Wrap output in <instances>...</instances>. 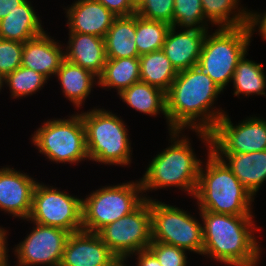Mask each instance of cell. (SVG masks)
Masks as SVG:
<instances>
[{
  "label": "cell",
  "mask_w": 266,
  "mask_h": 266,
  "mask_svg": "<svg viewBox=\"0 0 266 266\" xmlns=\"http://www.w3.org/2000/svg\"><path fill=\"white\" fill-rule=\"evenodd\" d=\"M66 11L69 32L105 38L117 17L97 0H76Z\"/></svg>",
  "instance_id": "obj_16"
},
{
  "label": "cell",
  "mask_w": 266,
  "mask_h": 266,
  "mask_svg": "<svg viewBox=\"0 0 266 266\" xmlns=\"http://www.w3.org/2000/svg\"><path fill=\"white\" fill-rule=\"evenodd\" d=\"M33 223V229L13 249L20 266H60L66 242L71 233L51 226Z\"/></svg>",
  "instance_id": "obj_13"
},
{
  "label": "cell",
  "mask_w": 266,
  "mask_h": 266,
  "mask_svg": "<svg viewBox=\"0 0 266 266\" xmlns=\"http://www.w3.org/2000/svg\"><path fill=\"white\" fill-rule=\"evenodd\" d=\"M97 234L118 258H132V254L147 249L152 242L150 199Z\"/></svg>",
  "instance_id": "obj_11"
},
{
  "label": "cell",
  "mask_w": 266,
  "mask_h": 266,
  "mask_svg": "<svg viewBox=\"0 0 266 266\" xmlns=\"http://www.w3.org/2000/svg\"><path fill=\"white\" fill-rule=\"evenodd\" d=\"M174 0H142L136 7V14L148 20L172 25Z\"/></svg>",
  "instance_id": "obj_32"
},
{
  "label": "cell",
  "mask_w": 266,
  "mask_h": 266,
  "mask_svg": "<svg viewBox=\"0 0 266 266\" xmlns=\"http://www.w3.org/2000/svg\"><path fill=\"white\" fill-rule=\"evenodd\" d=\"M68 35L69 40L64 47L65 59L98 78L107 60L104 38L77 32H69Z\"/></svg>",
  "instance_id": "obj_19"
},
{
  "label": "cell",
  "mask_w": 266,
  "mask_h": 266,
  "mask_svg": "<svg viewBox=\"0 0 266 266\" xmlns=\"http://www.w3.org/2000/svg\"><path fill=\"white\" fill-rule=\"evenodd\" d=\"M85 127L86 148L91 161L128 166L132 163V147L123 119L103 108L81 112Z\"/></svg>",
  "instance_id": "obj_5"
},
{
  "label": "cell",
  "mask_w": 266,
  "mask_h": 266,
  "mask_svg": "<svg viewBox=\"0 0 266 266\" xmlns=\"http://www.w3.org/2000/svg\"><path fill=\"white\" fill-rule=\"evenodd\" d=\"M55 76L60 81L63 95L74 104L75 108L82 107L91 94L94 84H98L96 75L66 59L62 61Z\"/></svg>",
  "instance_id": "obj_22"
},
{
  "label": "cell",
  "mask_w": 266,
  "mask_h": 266,
  "mask_svg": "<svg viewBox=\"0 0 266 266\" xmlns=\"http://www.w3.org/2000/svg\"><path fill=\"white\" fill-rule=\"evenodd\" d=\"M3 85H4V77L0 75V92H1L2 87H4Z\"/></svg>",
  "instance_id": "obj_41"
},
{
  "label": "cell",
  "mask_w": 266,
  "mask_h": 266,
  "mask_svg": "<svg viewBox=\"0 0 266 266\" xmlns=\"http://www.w3.org/2000/svg\"><path fill=\"white\" fill-rule=\"evenodd\" d=\"M221 92L223 90L196 67L179 71L165 93L168 131L189 128L193 132L210 133L226 113L214 106Z\"/></svg>",
  "instance_id": "obj_1"
},
{
  "label": "cell",
  "mask_w": 266,
  "mask_h": 266,
  "mask_svg": "<svg viewBox=\"0 0 266 266\" xmlns=\"http://www.w3.org/2000/svg\"><path fill=\"white\" fill-rule=\"evenodd\" d=\"M140 81L167 92L177 71L162 50L139 56Z\"/></svg>",
  "instance_id": "obj_26"
},
{
  "label": "cell",
  "mask_w": 266,
  "mask_h": 266,
  "mask_svg": "<svg viewBox=\"0 0 266 266\" xmlns=\"http://www.w3.org/2000/svg\"><path fill=\"white\" fill-rule=\"evenodd\" d=\"M211 135L214 153H249L266 150V120L247 117L234 125L225 113L217 122Z\"/></svg>",
  "instance_id": "obj_12"
},
{
  "label": "cell",
  "mask_w": 266,
  "mask_h": 266,
  "mask_svg": "<svg viewBox=\"0 0 266 266\" xmlns=\"http://www.w3.org/2000/svg\"><path fill=\"white\" fill-rule=\"evenodd\" d=\"M27 221L75 233L82 230V198L37 182Z\"/></svg>",
  "instance_id": "obj_10"
},
{
  "label": "cell",
  "mask_w": 266,
  "mask_h": 266,
  "mask_svg": "<svg viewBox=\"0 0 266 266\" xmlns=\"http://www.w3.org/2000/svg\"><path fill=\"white\" fill-rule=\"evenodd\" d=\"M248 25L252 35L254 34V31H257L256 27L258 26L260 36L266 40V12L260 14L257 11H249Z\"/></svg>",
  "instance_id": "obj_36"
},
{
  "label": "cell",
  "mask_w": 266,
  "mask_h": 266,
  "mask_svg": "<svg viewBox=\"0 0 266 266\" xmlns=\"http://www.w3.org/2000/svg\"><path fill=\"white\" fill-rule=\"evenodd\" d=\"M135 35L136 14L116 17L104 38L107 58L139 57Z\"/></svg>",
  "instance_id": "obj_23"
},
{
  "label": "cell",
  "mask_w": 266,
  "mask_h": 266,
  "mask_svg": "<svg viewBox=\"0 0 266 266\" xmlns=\"http://www.w3.org/2000/svg\"><path fill=\"white\" fill-rule=\"evenodd\" d=\"M170 27L165 22L148 20L136 14L135 42L139 56L162 50Z\"/></svg>",
  "instance_id": "obj_29"
},
{
  "label": "cell",
  "mask_w": 266,
  "mask_h": 266,
  "mask_svg": "<svg viewBox=\"0 0 266 266\" xmlns=\"http://www.w3.org/2000/svg\"><path fill=\"white\" fill-rule=\"evenodd\" d=\"M138 81H140L139 57L107 58L103 72L98 77L97 85L104 89L108 88V90L115 88L120 94Z\"/></svg>",
  "instance_id": "obj_25"
},
{
  "label": "cell",
  "mask_w": 266,
  "mask_h": 266,
  "mask_svg": "<svg viewBox=\"0 0 266 266\" xmlns=\"http://www.w3.org/2000/svg\"><path fill=\"white\" fill-rule=\"evenodd\" d=\"M148 249L156 256L161 266H187V252L179 247L152 241Z\"/></svg>",
  "instance_id": "obj_34"
},
{
  "label": "cell",
  "mask_w": 266,
  "mask_h": 266,
  "mask_svg": "<svg viewBox=\"0 0 266 266\" xmlns=\"http://www.w3.org/2000/svg\"><path fill=\"white\" fill-rule=\"evenodd\" d=\"M115 16H130L136 14V6L130 0H97Z\"/></svg>",
  "instance_id": "obj_35"
},
{
  "label": "cell",
  "mask_w": 266,
  "mask_h": 266,
  "mask_svg": "<svg viewBox=\"0 0 266 266\" xmlns=\"http://www.w3.org/2000/svg\"><path fill=\"white\" fill-rule=\"evenodd\" d=\"M176 30L175 26L169 28L162 51L179 72L195 67L208 30Z\"/></svg>",
  "instance_id": "obj_17"
},
{
  "label": "cell",
  "mask_w": 266,
  "mask_h": 266,
  "mask_svg": "<svg viewBox=\"0 0 266 266\" xmlns=\"http://www.w3.org/2000/svg\"><path fill=\"white\" fill-rule=\"evenodd\" d=\"M7 232V233H6ZM8 231L3 227H0V265L8 263V242H7Z\"/></svg>",
  "instance_id": "obj_39"
},
{
  "label": "cell",
  "mask_w": 266,
  "mask_h": 266,
  "mask_svg": "<svg viewBox=\"0 0 266 266\" xmlns=\"http://www.w3.org/2000/svg\"><path fill=\"white\" fill-rule=\"evenodd\" d=\"M117 95L138 112L155 117L157 114H163L168 124L165 92L161 89L138 81Z\"/></svg>",
  "instance_id": "obj_24"
},
{
  "label": "cell",
  "mask_w": 266,
  "mask_h": 266,
  "mask_svg": "<svg viewBox=\"0 0 266 266\" xmlns=\"http://www.w3.org/2000/svg\"><path fill=\"white\" fill-rule=\"evenodd\" d=\"M248 52L239 60L232 80L234 96L251 95L266 96V75L264 73L263 64L246 58Z\"/></svg>",
  "instance_id": "obj_28"
},
{
  "label": "cell",
  "mask_w": 266,
  "mask_h": 266,
  "mask_svg": "<svg viewBox=\"0 0 266 266\" xmlns=\"http://www.w3.org/2000/svg\"><path fill=\"white\" fill-rule=\"evenodd\" d=\"M150 198L152 241L203 253L202 223L189 212Z\"/></svg>",
  "instance_id": "obj_9"
},
{
  "label": "cell",
  "mask_w": 266,
  "mask_h": 266,
  "mask_svg": "<svg viewBox=\"0 0 266 266\" xmlns=\"http://www.w3.org/2000/svg\"><path fill=\"white\" fill-rule=\"evenodd\" d=\"M102 187L82 199L83 231L97 233L151 198L143 193L140 180Z\"/></svg>",
  "instance_id": "obj_7"
},
{
  "label": "cell",
  "mask_w": 266,
  "mask_h": 266,
  "mask_svg": "<svg viewBox=\"0 0 266 266\" xmlns=\"http://www.w3.org/2000/svg\"><path fill=\"white\" fill-rule=\"evenodd\" d=\"M210 24L204 16L201 0H174L171 26L181 30H208Z\"/></svg>",
  "instance_id": "obj_31"
},
{
  "label": "cell",
  "mask_w": 266,
  "mask_h": 266,
  "mask_svg": "<svg viewBox=\"0 0 266 266\" xmlns=\"http://www.w3.org/2000/svg\"><path fill=\"white\" fill-rule=\"evenodd\" d=\"M25 1L26 0H0V20Z\"/></svg>",
  "instance_id": "obj_38"
},
{
  "label": "cell",
  "mask_w": 266,
  "mask_h": 266,
  "mask_svg": "<svg viewBox=\"0 0 266 266\" xmlns=\"http://www.w3.org/2000/svg\"><path fill=\"white\" fill-rule=\"evenodd\" d=\"M133 255L137 256L136 266H161L156 256L148 248L140 250Z\"/></svg>",
  "instance_id": "obj_37"
},
{
  "label": "cell",
  "mask_w": 266,
  "mask_h": 266,
  "mask_svg": "<svg viewBox=\"0 0 266 266\" xmlns=\"http://www.w3.org/2000/svg\"><path fill=\"white\" fill-rule=\"evenodd\" d=\"M215 154L255 197L264 181H266V150L249 153Z\"/></svg>",
  "instance_id": "obj_20"
},
{
  "label": "cell",
  "mask_w": 266,
  "mask_h": 266,
  "mask_svg": "<svg viewBox=\"0 0 266 266\" xmlns=\"http://www.w3.org/2000/svg\"><path fill=\"white\" fill-rule=\"evenodd\" d=\"M208 150L205 169L201 163L194 194L199 210L230 215L252 214L254 197L241 184L226 164L211 151V135L195 131Z\"/></svg>",
  "instance_id": "obj_3"
},
{
  "label": "cell",
  "mask_w": 266,
  "mask_h": 266,
  "mask_svg": "<svg viewBox=\"0 0 266 266\" xmlns=\"http://www.w3.org/2000/svg\"><path fill=\"white\" fill-rule=\"evenodd\" d=\"M202 219L203 253L231 266H257L261 246L254 235L259 231L253 215H230L199 210Z\"/></svg>",
  "instance_id": "obj_2"
},
{
  "label": "cell",
  "mask_w": 266,
  "mask_h": 266,
  "mask_svg": "<svg viewBox=\"0 0 266 266\" xmlns=\"http://www.w3.org/2000/svg\"><path fill=\"white\" fill-rule=\"evenodd\" d=\"M0 266H10V264L6 263V264L0 265ZM15 266H20V265L16 264Z\"/></svg>",
  "instance_id": "obj_43"
},
{
  "label": "cell",
  "mask_w": 266,
  "mask_h": 266,
  "mask_svg": "<svg viewBox=\"0 0 266 266\" xmlns=\"http://www.w3.org/2000/svg\"><path fill=\"white\" fill-rule=\"evenodd\" d=\"M118 257L97 233H71L60 266H110Z\"/></svg>",
  "instance_id": "obj_15"
},
{
  "label": "cell",
  "mask_w": 266,
  "mask_h": 266,
  "mask_svg": "<svg viewBox=\"0 0 266 266\" xmlns=\"http://www.w3.org/2000/svg\"><path fill=\"white\" fill-rule=\"evenodd\" d=\"M31 1L26 0L0 20V38L25 43L41 34L44 28Z\"/></svg>",
  "instance_id": "obj_21"
},
{
  "label": "cell",
  "mask_w": 266,
  "mask_h": 266,
  "mask_svg": "<svg viewBox=\"0 0 266 266\" xmlns=\"http://www.w3.org/2000/svg\"><path fill=\"white\" fill-rule=\"evenodd\" d=\"M47 81L48 79L41 73L23 66L4 77V85L9 87L11 97L18 99L35 94Z\"/></svg>",
  "instance_id": "obj_30"
},
{
  "label": "cell",
  "mask_w": 266,
  "mask_h": 266,
  "mask_svg": "<svg viewBox=\"0 0 266 266\" xmlns=\"http://www.w3.org/2000/svg\"><path fill=\"white\" fill-rule=\"evenodd\" d=\"M24 43L0 38V75L5 77L21 66Z\"/></svg>",
  "instance_id": "obj_33"
},
{
  "label": "cell",
  "mask_w": 266,
  "mask_h": 266,
  "mask_svg": "<svg viewBox=\"0 0 266 266\" xmlns=\"http://www.w3.org/2000/svg\"><path fill=\"white\" fill-rule=\"evenodd\" d=\"M208 31L195 67L222 90L231 82L239 60L247 53L252 37L249 25ZM209 34V35H208Z\"/></svg>",
  "instance_id": "obj_6"
},
{
  "label": "cell",
  "mask_w": 266,
  "mask_h": 266,
  "mask_svg": "<svg viewBox=\"0 0 266 266\" xmlns=\"http://www.w3.org/2000/svg\"><path fill=\"white\" fill-rule=\"evenodd\" d=\"M136 7L142 0H130Z\"/></svg>",
  "instance_id": "obj_42"
},
{
  "label": "cell",
  "mask_w": 266,
  "mask_h": 266,
  "mask_svg": "<svg viewBox=\"0 0 266 266\" xmlns=\"http://www.w3.org/2000/svg\"><path fill=\"white\" fill-rule=\"evenodd\" d=\"M31 137L33 145L51 162L78 164L89 161L80 113L76 112L67 119H48Z\"/></svg>",
  "instance_id": "obj_8"
},
{
  "label": "cell",
  "mask_w": 266,
  "mask_h": 266,
  "mask_svg": "<svg viewBox=\"0 0 266 266\" xmlns=\"http://www.w3.org/2000/svg\"><path fill=\"white\" fill-rule=\"evenodd\" d=\"M182 132L169 131L171 145L152 159L139 179L143 193L173 186L194 197L203 161L196 157L190 138Z\"/></svg>",
  "instance_id": "obj_4"
},
{
  "label": "cell",
  "mask_w": 266,
  "mask_h": 266,
  "mask_svg": "<svg viewBox=\"0 0 266 266\" xmlns=\"http://www.w3.org/2000/svg\"><path fill=\"white\" fill-rule=\"evenodd\" d=\"M239 0H201L205 19L212 26L219 28H235L248 25V8L239 7ZM239 7V8H238Z\"/></svg>",
  "instance_id": "obj_27"
},
{
  "label": "cell",
  "mask_w": 266,
  "mask_h": 266,
  "mask_svg": "<svg viewBox=\"0 0 266 266\" xmlns=\"http://www.w3.org/2000/svg\"><path fill=\"white\" fill-rule=\"evenodd\" d=\"M52 38L45 31L43 34L26 41L21 58V66L41 73L48 80L52 75H56L65 59L62 48L64 46Z\"/></svg>",
  "instance_id": "obj_18"
},
{
  "label": "cell",
  "mask_w": 266,
  "mask_h": 266,
  "mask_svg": "<svg viewBox=\"0 0 266 266\" xmlns=\"http://www.w3.org/2000/svg\"><path fill=\"white\" fill-rule=\"evenodd\" d=\"M38 181L14 168H0V210L27 220L32 209L33 192Z\"/></svg>",
  "instance_id": "obj_14"
},
{
  "label": "cell",
  "mask_w": 266,
  "mask_h": 266,
  "mask_svg": "<svg viewBox=\"0 0 266 266\" xmlns=\"http://www.w3.org/2000/svg\"><path fill=\"white\" fill-rule=\"evenodd\" d=\"M128 258H117L110 266H127Z\"/></svg>",
  "instance_id": "obj_40"
}]
</instances>
